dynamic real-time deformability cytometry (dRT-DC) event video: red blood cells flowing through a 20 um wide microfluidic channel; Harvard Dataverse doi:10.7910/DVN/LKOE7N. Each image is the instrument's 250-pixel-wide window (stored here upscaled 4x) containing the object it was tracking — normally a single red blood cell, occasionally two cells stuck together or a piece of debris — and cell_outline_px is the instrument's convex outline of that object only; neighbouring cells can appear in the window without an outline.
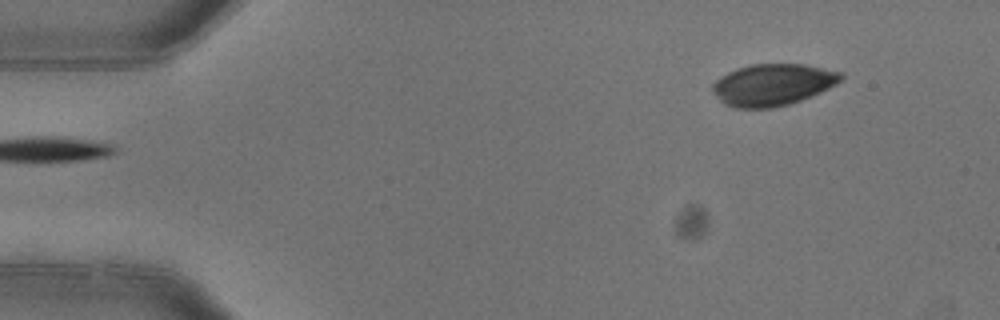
{"species": "common noctule bat (a hibernating species)", "species_latin": "Nyctalus noctula", "temperature_condition": "warm", "stored_images_in_passage": 4, "camera_frame_rate_fps": 3000, "um_per_image_px": 0.085, "animal": {"sex": "female"}, "frame": {"image": 1, "passage_image": 1, "time_ms": 0.0, "image_size_px": [1000, 320], "cell_outline_px": [[844, 76], [836, 84], [820, 92], [800, 100], [788, 104], [772, 108], [736, 108], [724, 104], [720, 100], [712, 88], [712, 84], [720, 76], [736, 68], [752, 64], [804, 64], [844, 72]], "centroid_in_image_um": [65.69, 7.19], "position_along_channel_um": 19.3, "area_um2": 31.15}}